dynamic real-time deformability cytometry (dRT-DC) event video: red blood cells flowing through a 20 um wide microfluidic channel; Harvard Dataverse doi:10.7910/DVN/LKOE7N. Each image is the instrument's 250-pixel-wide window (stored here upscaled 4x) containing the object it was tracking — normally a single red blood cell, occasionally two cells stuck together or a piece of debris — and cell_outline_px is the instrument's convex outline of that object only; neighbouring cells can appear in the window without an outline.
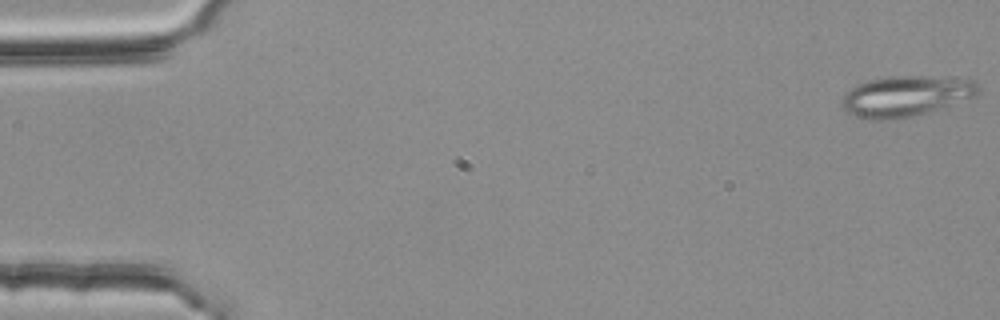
{"species": "common noctule bat (a hibernating species)", "species_latin": "Nyctalus noctula", "temperature_condition": "room temperature", "stored_images_in_passage": 54, "segment_of_instrument_passage": [1, 2], "camera_frame_rate_fps": 3000, "um_per_image_px": 0.085, "animal": {"sex": "female", "body_mass_g": 25.1}, "frame": {"image": 1, "passage_image": 1, "time_ms": 0.0, "image_size_px": [1000, 320], "cell_outline_px": [[980, 92], [972, 96], [924, 112], [908, 116], [876, 120], [872, 120], [848, 112], [844, 108], [840, 100], [856, 84], [868, 80], [888, 76], [920, 76], [972, 80], [980, 88]], "centroid_in_image_um": [76.92, 8.14], "position_along_channel_um": 8.1, "area_um2": 30.98}}